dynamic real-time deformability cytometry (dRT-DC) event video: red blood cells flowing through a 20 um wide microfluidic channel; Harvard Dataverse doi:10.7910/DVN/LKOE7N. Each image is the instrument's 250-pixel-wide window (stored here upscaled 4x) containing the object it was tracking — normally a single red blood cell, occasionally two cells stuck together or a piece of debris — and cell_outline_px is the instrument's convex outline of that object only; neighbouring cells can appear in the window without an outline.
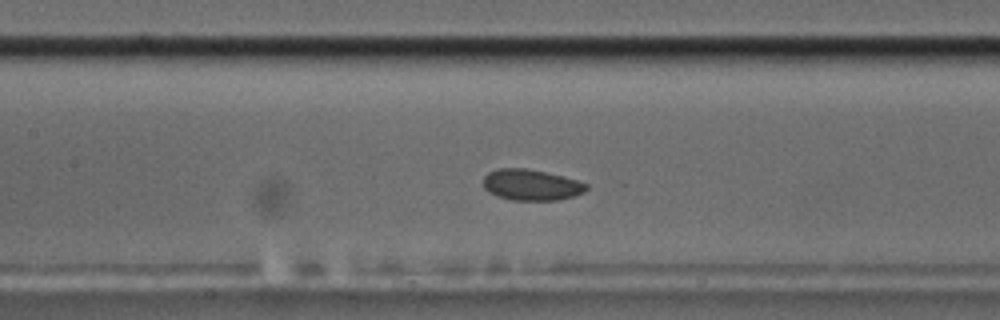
{"species": "common noctule bat (a hibernating species)", "species_latin": "Nyctalus noctula", "temperature_condition": "cold", "stored_images_in_passage": 51, "camera_frame_rate_fps": 3000, "um_per_image_px": 0.085, "animal": {"sex": "male", "body_mass_g": 17.5, "forearm_length_mm": 52.3}, "frame": {"image": 1, "passage_image": 20, "time_ms": 6.333, "image_size_px": [1000, 320], "cell_outline_px": [[588, 188], [584, 192], [572, 196], [556, 200], [512, 200], [488, 192], [484, 188], [484, 176], [488, 172], [500, 168], [528, 168], [576, 180], [588, 184]], "centroid_in_image_um": [45.14, 15.71], "position_along_channel_um": 162.3, "area_um2": 18.38}}
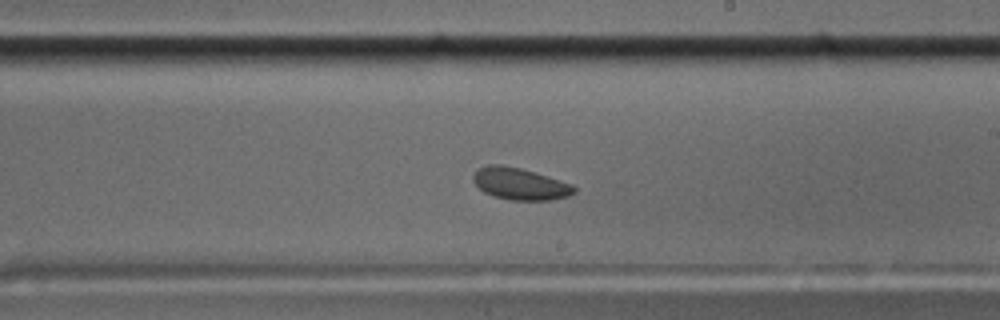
{"frame": {"image": 2, "passage_image": 27, "time_ms": 8.667, "image_size_px": [1000, 320], "cell_outline_px": [[576, 192], [568, 196], [552, 200], [508, 200], [492, 196], [484, 192], [472, 180], [472, 176], [480, 168], [488, 164], [504, 164], [520, 168], [572, 184], [576, 188]], "centroid_in_image_um": [44.19, 15.63], "position_along_channel_um": 244.8, "area_um2": 18.73}}
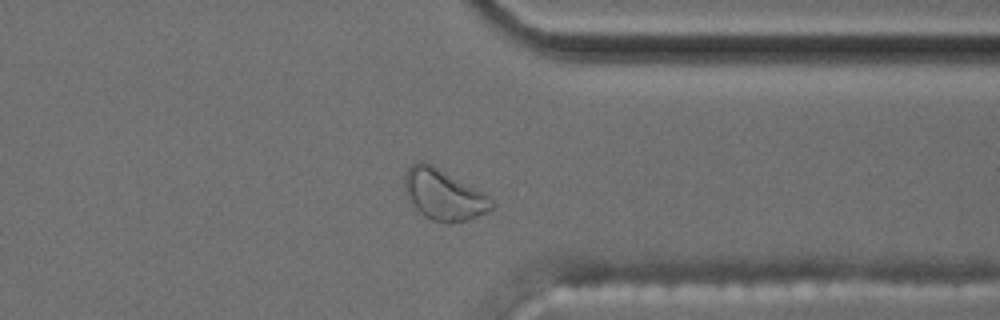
{"frame": {"image": 3, "passage_image": 38, "time_ms": 12.333, "image_size_px": [1000, 320], "cell_outline_px": [[492, 208], [488, 212], [464, 220], [448, 224], [432, 220], [424, 216], [408, 200], [404, 188], [404, 176], [408, 168], [412, 164], [420, 160], [432, 164], [484, 192], [488, 196], [492, 204]], "centroid_in_image_um": [37.67, 16.53], "position_along_channel_um": 373.7, "area_um2": 25.66}, "authors_computed_cell_mechanics": {"area_um2": 18.9584, "velocity_mm_per_s": 3.5593, "shape_relaxation_time_tau1_ms": 2.7089, "shape_relaxation_time_tau2_ms": null, "deformation_change_tau1": 0.0453, "deformation_change_tau2": null}}